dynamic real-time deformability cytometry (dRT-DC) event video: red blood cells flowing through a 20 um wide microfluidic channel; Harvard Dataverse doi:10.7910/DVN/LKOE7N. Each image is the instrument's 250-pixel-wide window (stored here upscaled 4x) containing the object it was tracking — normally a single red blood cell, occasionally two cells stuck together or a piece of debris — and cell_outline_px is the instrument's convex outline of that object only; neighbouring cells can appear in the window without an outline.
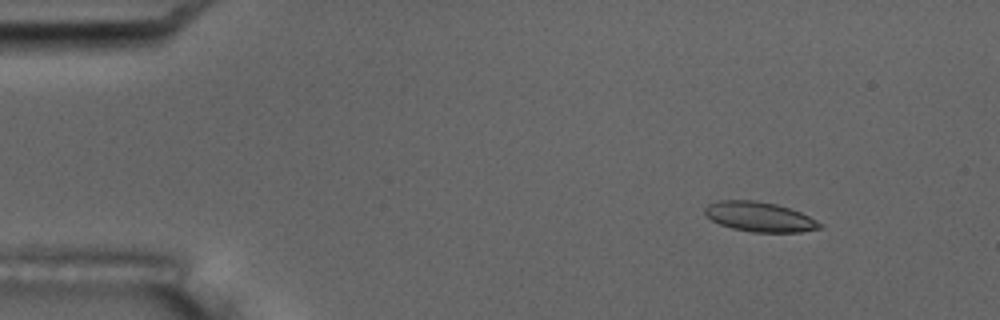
{"species": "common noctule bat (a hibernating species)", "species_latin": "Nyctalus noctula", "temperature_condition": "room temperature", "stored_images_in_passage": 5, "camera_frame_rate_fps": 3000, "um_per_image_px": 0.085, "animal": {"sex": "male", "body_mass_g": 17.5, "forearm_length_mm": 52.3}, "frame": {"image": 1, "passage_image": 2, "time_ms": 1.333, "image_size_px": [1000, 320], "cell_outline_px": [[824, 224], [820, 228], [800, 232], [752, 232], [732, 228], [720, 224], [712, 220], [704, 212], [704, 208], [708, 204], [720, 200], [756, 200], [776, 204], [800, 212]], "centroid_in_image_um": [64.56, 18.42], "position_along_channel_um": 20.4, "area_um2": 19.83}}